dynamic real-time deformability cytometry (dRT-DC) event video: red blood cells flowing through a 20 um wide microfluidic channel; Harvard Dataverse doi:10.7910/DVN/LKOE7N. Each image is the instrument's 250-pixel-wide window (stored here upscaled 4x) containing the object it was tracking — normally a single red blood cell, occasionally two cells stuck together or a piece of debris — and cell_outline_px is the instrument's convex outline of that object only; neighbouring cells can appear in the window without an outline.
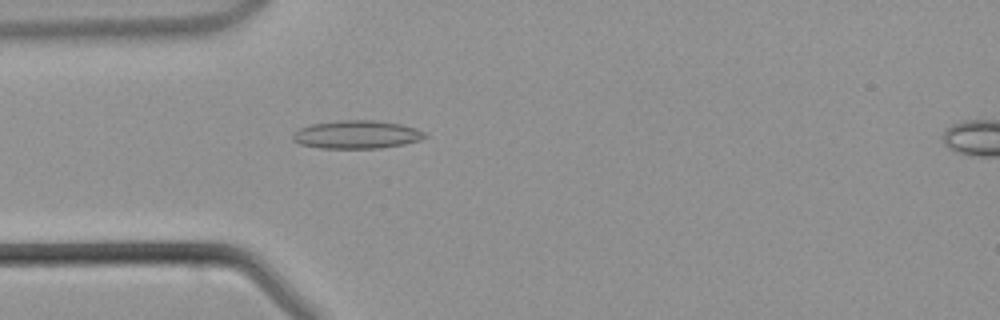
{"species": "common noctule bat (a hibernating species)", "species_latin": "Nyctalus noctula", "temperature_condition": "warm", "stored_images_in_passage": 37, "camera_frame_rate_fps": 3000, "um_per_image_px": 0.085, "animal": {"sex": "male", "body_mass_g": 21.5, "forearm_length_mm": 52.0}, "frame": {"image": 1, "passage_image": 5, "time_ms": 1.333, "image_size_px": [1000, 320], "cell_outline_px": [[428, 136], [420, 140], [404, 144], [380, 148], [320, 148], [300, 144], [292, 140], [292, 136], [300, 128], [312, 124], [344, 120], [372, 120], [400, 124], [416, 128], [424, 132]], "centroid_in_image_um": [30.34, 11.44], "position_along_channel_um": 54.7, "area_um2": 21.5}}
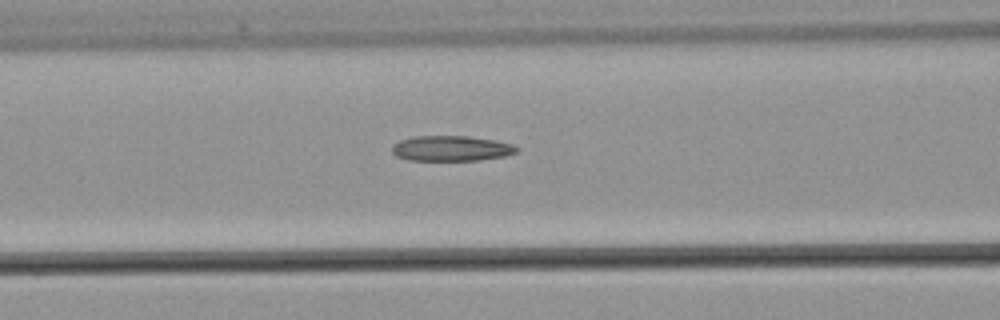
{"frame": {"image": 2, "passage_image": 10, "time_ms": 3.0, "image_size_px": [1000, 320], "cell_outline_px": [[520, 152], [504, 156], [480, 160], [408, 160], [396, 156], [392, 152], [392, 144], [400, 140], [416, 136], [468, 136], [496, 140], [512, 144], [520, 148]], "centroid_in_image_um": [38.39, 12.61], "position_along_channel_um": 128.2, "area_um2": 18.55}}
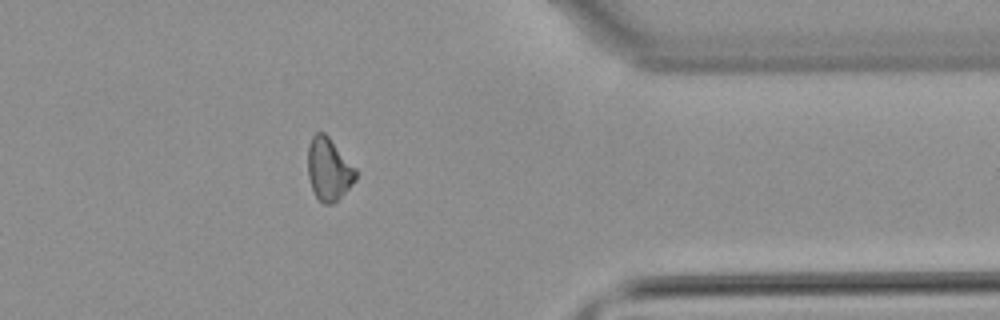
{"frame": {"image": 3, "passage_image": 28, "time_ms": 9.0, "image_size_px": [1000, 320], "cell_outline_px": [[356, 180], [332, 204], [324, 204], [316, 196], [312, 188], [308, 176], [308, 144], [312, 136], [316, 132], [324, 132], [328, 136], [356, 168]], "centroid_in_image_um": [27.93, 14.36], "position_along_channel_um": 383.5, "area_um2": 17.28}}